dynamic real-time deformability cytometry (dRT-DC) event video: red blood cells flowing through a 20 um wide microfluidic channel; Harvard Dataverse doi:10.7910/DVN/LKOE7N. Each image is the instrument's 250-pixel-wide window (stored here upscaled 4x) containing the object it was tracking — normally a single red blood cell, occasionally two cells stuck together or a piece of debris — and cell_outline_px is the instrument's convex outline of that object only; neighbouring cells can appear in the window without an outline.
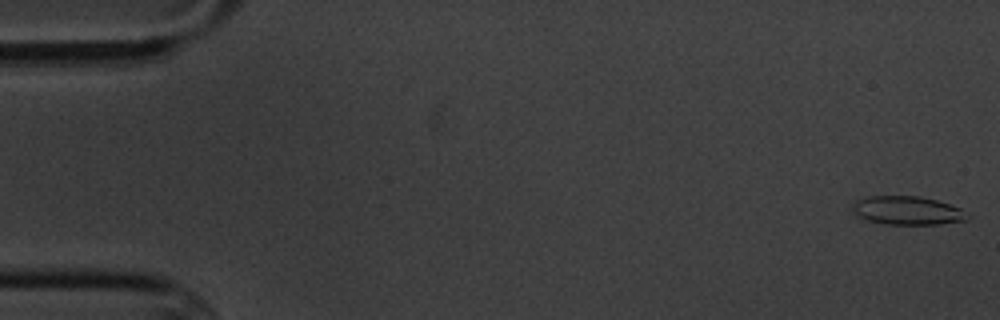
{"species": "common noctule bat (a hibernating species)", "species_latin": "Nyctalus noctula", "temperature_condition": "cold", "stored_images_in_passage": 5, "camera_frame_rate_fps": 3000, "um_per_image_px": 0.085, "animal": {"sex": "male", "body_mass_g": 20.1, "forearm_length_mm": 53.5}, "frame": {"image": 1, "passage_image": 1, "time_ms": 0.0, "image_size_px": [1000, 320], "cell_outline_px": [[972, 216], [968, 220], [940, 224], [884, 224], [868, 220], [852, 212], [848, 208], [856, 200], [864, 196], [920, 196], [936, 200], [960, 208]], "centroid_in_image_um": [77.11, 17.89], "position_along_channel_um": 7.9, "area_um2": 19.36}}